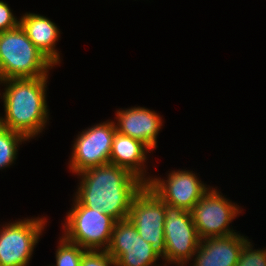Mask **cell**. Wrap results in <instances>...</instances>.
Segmentation results:
<instances>
[{"label":"cell","instance_id":"obj_1","mask_svg":"<svg viewBox=\"0 0 266 266\" xmlns=\"http://www.w3.org/2000/svg\"><path fill=\"white\" fill-rule=\"evenodd\" d=\"M75 198L85 207L98 209L116 221L128 219L131 203L145 183L127 169L105 164L87 169Z\"/></svg>","mask_w":266,"mask_h":266},{"label":"cell","instance_id":"obj_2","mask_svg":"<svg viewBox=\"0 0 266 266\" xmlns=\"http://www.w3.org/2000/svg\"><path fill=\"white\" fill-rule=\"evenodd\" d=\"M48 76L1 80L6 86L1 99L4 117L0 126L17 131L29 140L40 134L49 120L46 100Z\"/></svg>","mask_w":266,"mask_h":266},{"label":"cell","instance_id":"obj_3","mask_svg":"<svg viewBox=\"0 0 266 266\" xmlns=\"http://www.w3.org/2000/svg\"><path fill=\"white\" fill-rule=\"evenodd\" d=\"M55 65L28 38L20 24L0 32V81L49 76Z\"/></svg>","mask_w":266,"mask_h":266},{"label":"cell","instance_id":"obj_4","mask_svg":"<svg viewBox=\"0 0 266 266\" xmlns=\"http://www.w3.org/2000/svg\"><path fill=\"white\" fill-rule=\"evenodd\" d=\"M116 220L102 211L82 205L74 198L63 225V237L85 250L106 251Z\"/></svg>","mask_w":266,"mask_h":266},{"label":"cell","instance_id":"obj_5","mask_svg":"<svg viewBox=\"0 0 266 266\" xmlns=\"http://www.w3.org/2000/svg\"><path fill=\"white\" fill-rule=\"evenodd\" d=\"M128 219L142 239L151 244L152 251L165 261V202L147 184L135 195Z\"/></svg>","mask_w":266,"mask_h":266},{"label":"cell","instance_id":"obj_6","mask_svg":"<svg viewBox=\"0 0 266 266\" xmlns=\"http://www.w3.org/2000/svg\"><path fill=\"white\" fill-rule=\"evenodd\" d=\"M243 210L222 196L215 188H210L190 210L191 218L200 240L232 235L235 230L229 224Z\"/></svg>","mask_w":266,"mask_h":266},{"label":"cell","instance_id":"obj_7","mask_svg":"<svg viewBox=\"0 0 266 266\" xmlns=\"http://www.w3.org/2000/svg\"><path fill=\"white\" fill-rule=\"evenodd\" d=\"M25 219V220H24ZM13 221L0 228V266H27L47 219Z\"/></svg>","mask_w":266,"mask_h":266},{"label":"cell","instance_id":"obj_8","mask_svg":"<svg viewBox=\"0 0 266 266\" xmlns=\"http://www.w3.org/2000/svg\"><path fill=\"white\" fill-rule=\"evenodd\" d=\"M164 236L166 243L164 266H167V263L185 266L192 261L200 238L190 211L165 204Z\"/></svg>","mask_w":266,"mask_h":266},{"label":"cell","instance_id":"obj_9","mask_svg":"<svg viewBox=\"0 0 266 266\" xmlns=\"http://www.w3.org/2000/svg\"><path fill=\"white\" fill-rule=\"evenodd\" d=\"M116 122L106 121L82 131L75 139L69 162L72 173L109 164Z\"/></svg>","mask_w":266,"mask_h":266},{"label":"cell","instance_id":"obj_10","mask_svg":"<svg viewBox=\"0 0 266 266\" xmlns=\"http://www.w3.org/2000/svg\"><path fill=\"white\" fill-rule=\"evenodd\" d=\"M106 251L115 259L116 266H156L160 259L129 219L116 221Z\"/></svg>","mask_w":266,"mask_h":266},{"label":"cell","instance_id":"obj_11","mask_svg":"<svg viewBox=\"0 0 266 266\" xmlns=\"http://www.w3.org/2000/svg\"><path fill=\"white\" fill-rule=\"evenodd\" d=\"M147 185L165 204L190 211L210 189L193 171L173 170L167 180L150 177Z\"/></svg>","mask_w":266,"mask_h":266},{"label":"cell","instance_id":"obj_12","mask_svg":"<svg viewBox=\"0 0 266 266\" xmlns=\"http://www.w3.org/2000/svg\"><path fill=\"white\" fill-rule=\"evenodd\" d=\"M116 131L141 141L151 151L157 147V135L163 125L162 117L145 107L117 110Z\"/></svg>","mask_w":266,"mask_h":266},{"label":"cell","instance_id":"obj_13","mask_svg":"<svg viewBox=\"0 0 266 266\" xmlns=\"http://www.w3.org/2000/svg\"><path fill=\"white\" fill-rule=\"evenodd\" d=\"M248 240L240 233L202 239L192 259V266H236Z\"/></svg>","mask_w":266,"mask_h":266},{"label":"cell","instance_id":"obj_14","mask_svg":"<svg viewBox=\"0 0 266 266\" xmlns=\"http://www.w3.org/2000/svg\"><path fill=\"white\" fill-rule=\"evenodd\" d=\"M151 150L141 141L131 138L118 131L114 134L109 163L127 169L145 184L150 180L146 177L147 153Z\"/></svg>","mask_w":266,"mask_h":266},{"label":"cell","instance_id":"obj_15","mask_svg":"<svg viewBox=\"0 0 266 266\" xmlns=\"http://www.w3.org/2000/svg\"><path fill=\"white\" fill-rule=\"evenodd\" d=\"M19 20L20 26L36 48L54 65L59 64L60 54L55 47L60 31L56 24L45 16L30 12L24 14Z\"/></svg>","mask_w":266,"mask_h":266},{"label":"cell","instance_id":"obj_16","mask_svg":"<svg viewBox=\"0 0 266 266\" xmlns=\"http://www.w3.org/2000/svg\"><path fill=\"white\" fill-rule=\"evenodd\" d=\"M27 140L25 135L0 126V170L14 163L18 147Z\"/></svg>","mask_w":266,"mask_h":266},{"label":"cell","instance_id":"obj_17","mask_svg":"<svg viewBox=\"0 0 266 266\" xmlns=\"http://www.w3.org/2000/svg\"><path fill=\"white\" fill-rule=\"evenodd\" d=\"M86 251L62 236L55 253L56 265L54 266H81V260Z\"/></svg>","mask_w":266,"mask_h":266},{"label":"cell","instance_id":"obj_18","mask_svg":"<svg viewBox=\"0 0 266 266\" xmlns=\"http://www.w3.org/2000/svg\"><path fill=\"white\" fill-rule=\"evenodd\" d=\"M236 266H266V249H253L248 240L241 250Z\"/></svg>","mask_w":266,"mask_h":266},{"label":"cell","instance_id":"obj_19","mask_svg":"<svg viewBox=\"0 0 266 266\" xmlns=\"http://www.w3.org/2000/svg\"><path fill=\"white\" fill-rule=\"evenodd\" d=\"M81 266H116L115 259L107 251L87 250L82 257Z\"/></svg>","mask_w":266,"mask_h":266},{"label":"cell","instance_id":"obj_20","mask_svg":"<svg viewBox=\"0 0 266 266\" xmlns=\"http://www.w3.org/2000/svg\"><path fill=\"white\" fill-rule=\"evenodd\" d=\"M20 20L14 16L7 3L0 0V32L16 28Z\"/></svg>","mask_w":266,"mask_h":266}]
</instances>
